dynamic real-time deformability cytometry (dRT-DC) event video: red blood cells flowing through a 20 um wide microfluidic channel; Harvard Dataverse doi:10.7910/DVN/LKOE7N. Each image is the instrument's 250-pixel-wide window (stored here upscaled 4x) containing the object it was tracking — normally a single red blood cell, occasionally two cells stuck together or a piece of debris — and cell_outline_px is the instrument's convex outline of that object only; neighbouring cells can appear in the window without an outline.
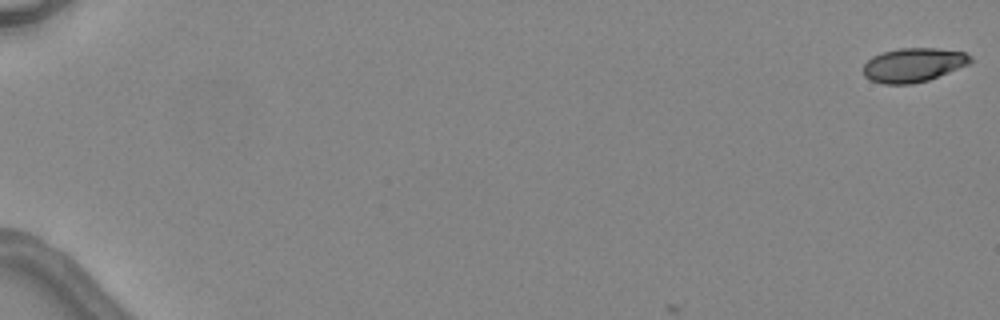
{"species": "common noctule bat (a hibernating species)", "species_latin": "Nyctalus noctula", "temperature_condition": "warm", "stored_images_in_passage": 2, "camera_frame_rate_fps": 3000, "um_per_image_px": 0.085, "animal": {"sex": "female", "body_mass_g": 24.6, "forearm_length_mm": 56.2}, "frame": {"image": 1, "passage_image": 1, "time_ms": 0.0, "image_size_px": [1000, 320], "cell_outline_px": [[972, 60], [968, 64], [928, 80], [912, 84], [884, 84], [872, 80], [864, 76], [864, 64], [872, 56], [884, 52], [900, 48], [936, 48], [964, 52], [972, 56]], "centroid_in_image_um": [77.63, 5.52], "position_along_channel_um": 7.4, "area_um2": 21.04}}